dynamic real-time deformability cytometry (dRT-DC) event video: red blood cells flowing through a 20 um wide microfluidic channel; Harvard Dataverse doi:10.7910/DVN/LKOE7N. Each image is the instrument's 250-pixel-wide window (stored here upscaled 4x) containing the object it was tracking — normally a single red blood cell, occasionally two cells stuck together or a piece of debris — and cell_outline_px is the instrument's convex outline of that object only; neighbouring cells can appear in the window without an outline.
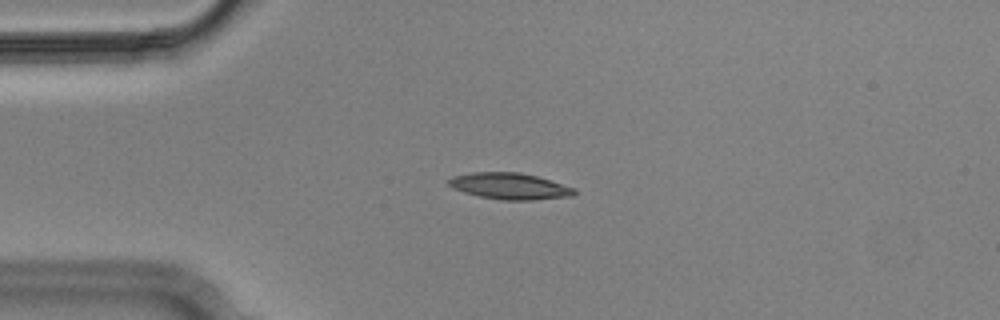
{"species": "Egyptian fruit bat (a non-hibernating species)", "species_latin": "Rousettus aegyptiacus", "temperature_condition": "cold", "stored_images_in_passage": 4, "camera_frame_rate_fps": 3000, "um_per_image_px": 0.085, "animal": {"sex": "male"}, "frame": {"image": 1, "passage_image": 3, "time_ms": 0.667, "image_size_px": [1000, 320], "cell_outline_px": [[576, 192], [572, 196], [532, 200], [500, 200], [480, 196], [464, 192], [452, 188], [448, 184], [448, 180], [452, 176], [472, 172], [520, 172], [536, 176], [576, 188]], "centroid_in_image_um": [43.31, 15.82], "position_along_channel_um": 41.7, "area_um2": 19.31}}